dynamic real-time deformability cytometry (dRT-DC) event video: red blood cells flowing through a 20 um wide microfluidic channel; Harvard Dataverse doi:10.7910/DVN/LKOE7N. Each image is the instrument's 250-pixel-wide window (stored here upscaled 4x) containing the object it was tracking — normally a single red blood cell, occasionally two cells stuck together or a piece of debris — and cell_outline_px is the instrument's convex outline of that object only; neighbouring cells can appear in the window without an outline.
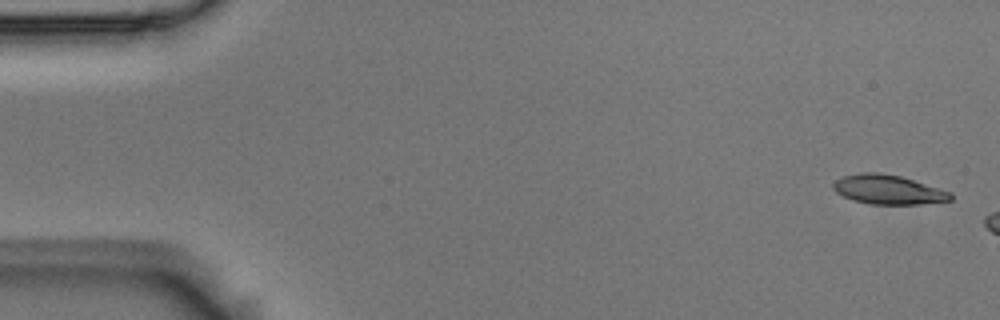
{"species": "Egyptian fruit bat (a non-hibernating species)", "species_latin": "Rousettus aegyptiacus", "temperature_condition": "room temperature", "stored_images_in_passage": 3, "camera_frame_rate_fps": 3000, "um_per_image_px": 0.085, "animal": {"sex": "male"}, "frame": {"image": 1, "passage_image": 1, "time_ms": 0.0, "image_size_px": [1000, 320], "cell_outline_px": [[952, 200], [920, 204], [872, 204], [852, 200], [836, 192], [832, 188], [832, 184], [836, 180], [844, 176], [860, 172], [876, 172], [900, 176], [952, 192]], "centroid_in_image_um": [75.49, 16.12], "position_along_channel_um": 9.5, "area_um2": 19.94}}